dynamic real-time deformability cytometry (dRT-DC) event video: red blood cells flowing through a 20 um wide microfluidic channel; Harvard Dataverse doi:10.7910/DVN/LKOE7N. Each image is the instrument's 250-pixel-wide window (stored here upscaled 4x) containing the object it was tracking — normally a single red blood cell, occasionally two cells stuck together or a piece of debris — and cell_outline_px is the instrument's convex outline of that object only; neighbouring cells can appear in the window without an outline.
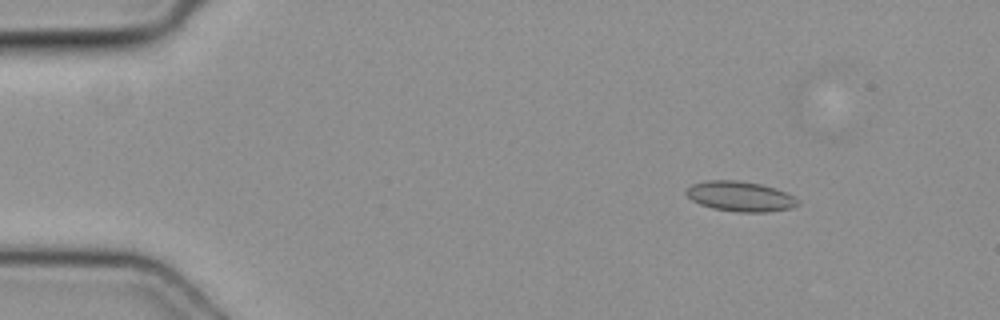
{"species": "common noctule bat (a hibernating species)", "species_latin": "Nyctalus noctula", "temperature_condition": "cold", "stored_images_in_passage": 16, "camera_frame_rate_fps": 3000, "um_per_image_px": 0.085, "animal": {"sex": "female", "body_mass_g": 19.3, "forearm_length_mm": 54.1}, "frame": {"image": 1, "passage_image": 1, "time_ms": 0.0, "image_size_px": [1000, 320], "cell_outline_px": [[800, 204], [792, 208], [768, 212], [736, 212], [712, 208], [700, 204], [692, 200], [684, 192], [684, 188], [692, 184], [704, 180], [740, 180], [760, 184], [776, 188], [800, 200]], "centroid_in_image_um": [62.9, 16.69], "position_along_channel_um": 22.1, "area_um2": 19.83}}
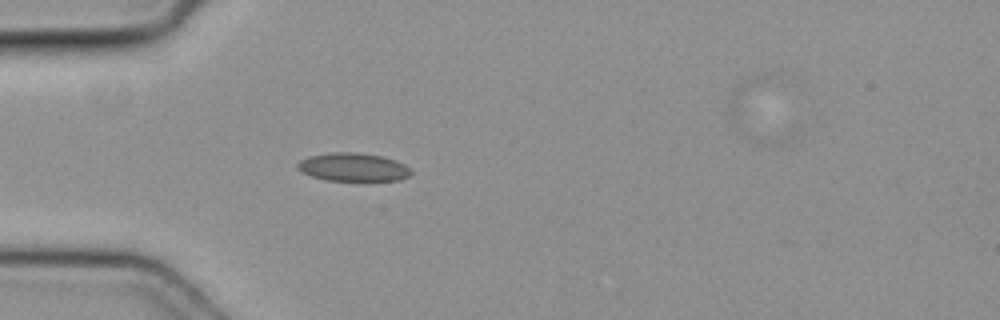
{"frame": {"image": 2, "passage_image": 9, "time_ms": 2.667, "image_size_px": [1000, 320], "cell_outline_px": [[412, 176], [400, 180], [368, 184], [324, 180], [300, 172], [296, 168], [296, 164], [300, 160], [308, 156], [332, 152], [360, 152], [380, 156], [396, 160], [412, 168]], "centroid_in_image_um": [30.07, 14.27], "position_along_channel_um": 54.9, "area_um2": 20.06}}
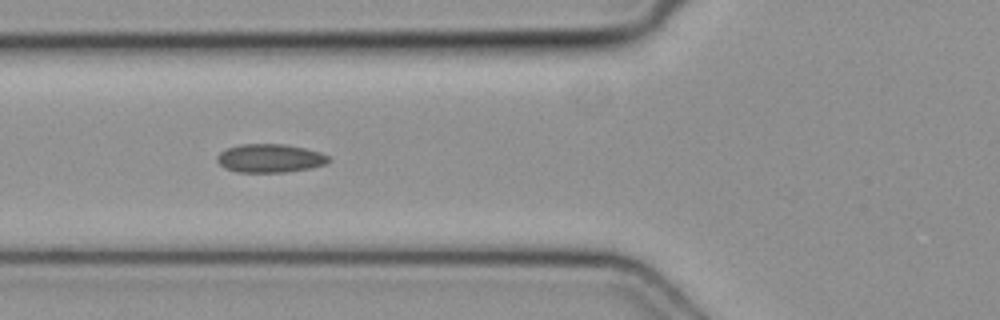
{"frame": {"image": 3, "passage_image": 13, "time_ms": 4.0, "image_size_px": [1000, 320], "cell_outline_px": [[332, 160], [328, 164], [312, 168], [284, 172], [236, 172], [224, 168], [216, 160], [216, 156], [220, 152], [228, 148], [240, 144], [284, 144], [304, 148], [320, 152], [328, 156]], "centroid_in_image_um": [22.96, 13.46], "position_along_channel_um": 102.8, "area_um2": 18.67}}